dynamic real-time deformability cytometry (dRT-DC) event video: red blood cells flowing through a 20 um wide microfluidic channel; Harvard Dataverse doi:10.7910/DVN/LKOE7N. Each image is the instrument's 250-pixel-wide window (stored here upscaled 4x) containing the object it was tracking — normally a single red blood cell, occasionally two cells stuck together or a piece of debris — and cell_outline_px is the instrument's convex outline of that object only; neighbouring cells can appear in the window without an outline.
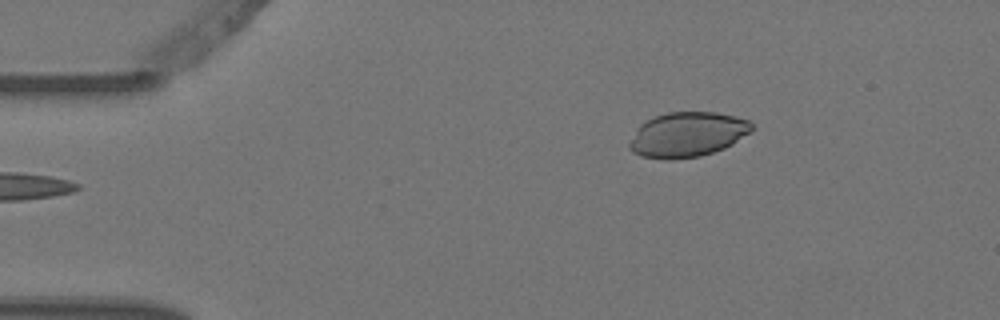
{"species": "Egyptian fruit bat (a non-hibernating species)", "species_latin": "Rousettus aegyptiacus", "temperature_condition": "warm", "stored_images_in_passage": 3, "camera_frame_rate_fps": 3000, "um_per_image_px": 0.085, "animal": {"sex": "female"}, "frame": {"image": 1, "passage_image": 3, "time_ms": 0.667, "image_size_px": [1000, 320], "cell_outline_px": [[752, 132], [732, 144], [724, 148], [700, 156], [672, 160], [664, 160], [640, 156], [632, 152], [628, 148], [628, 144], [636, 128], [640, 124], [656, 116], [668, 112], [716, 112], [736, 116], [748, 120], [752, 124]], "centroid_in_image_um": [58.41, 11.45], "position_along_channel_um": 26.6, "area_um2": 32.25}}